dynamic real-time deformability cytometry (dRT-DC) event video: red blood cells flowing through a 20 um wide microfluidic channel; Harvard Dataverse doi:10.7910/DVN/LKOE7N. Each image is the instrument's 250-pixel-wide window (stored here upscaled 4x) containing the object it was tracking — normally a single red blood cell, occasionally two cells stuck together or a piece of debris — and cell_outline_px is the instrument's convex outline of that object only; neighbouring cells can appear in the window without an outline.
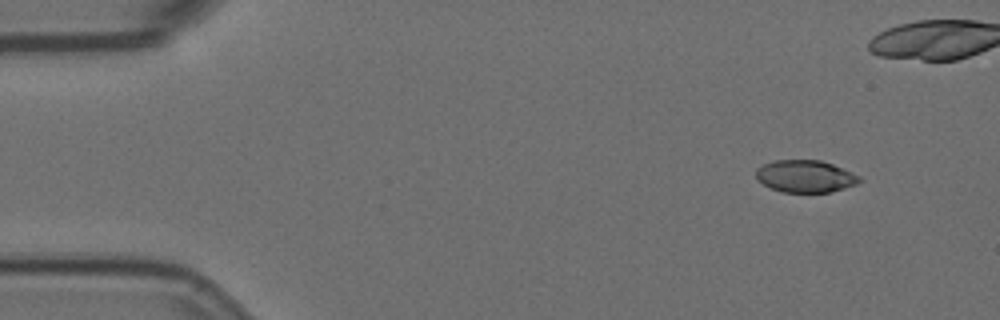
{"species": "Egyptian fruit bat (a non-hibernating species)", "species_latin": "Rousettus aegyptiacus", "temperature_condition": "room temperature", "stored_images_in_passage": 5, "camera_frame_rate_fps": 3000, "um_per_image_px": 0.085, "animal": {"sex": "female"}, "frame": {"image": 1, "passage_image": 1, "time_ms": 0.0, "image_size_px": [1000, 320], "cell_outline_px": [[860, 180], [856, 184], [844, 188], [828, 192], [780, 192], [764, 184], [756, 176], [756, 168], [764, 164], [776, 160], [820, 160], [832, 164], [860, 176]], "centroid_in_image_um": [68.44, 14.98], "position_along_channel_um": 16.6, "area_um2": 19.13}}